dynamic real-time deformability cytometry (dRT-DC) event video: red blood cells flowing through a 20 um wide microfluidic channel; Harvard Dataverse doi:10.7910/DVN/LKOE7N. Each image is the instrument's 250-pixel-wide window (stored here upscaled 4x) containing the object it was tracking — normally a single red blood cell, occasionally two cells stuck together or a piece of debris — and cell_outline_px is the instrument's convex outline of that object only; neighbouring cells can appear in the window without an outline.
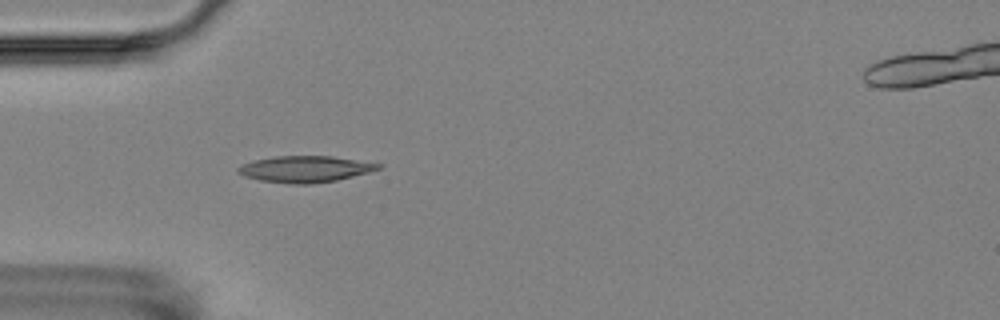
{"species": "Egyptian fruit bat (a non-hibernating species)", "species_latin": "Rousettus aegyptiacus", "temperature_condition": "room temperature", "stored_images_in_passage": 4, "camera_frame_rate_fps": 3000, "um_per_image_px": 0.085, "animal": {"sex": "female"}, "frame": {"image": 1, "passage_image": 3, "time_ms": 3.333, "image_size_px": [1000, 320], "cell_outline_px": [[384, 164], [380, 168], [368, 172], [336, 180], [308, 184], [288, 184], [260, 180], [244, 176], [236, 172], [236, 168], [240, 164], [252, 160], [276, 156], [332, 156]], "centroid_in_image_um": [25.88, 14.36], "position_along_channel_um": 59.1, "area_um2": 21.62}}